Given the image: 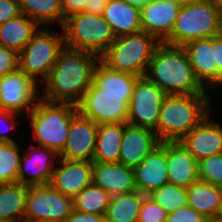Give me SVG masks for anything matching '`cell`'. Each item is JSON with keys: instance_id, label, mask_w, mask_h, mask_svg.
<instances>
[{"instance_id": "cell-1", "label": "cell", "mask_w": 222, "mask_h": 222, "mask_svg": "<svg viewBox=\"0 0 222 222\" xmlns=\"http://www.w3.org/2000/svg\"><path fill=\"white\" fill-rule=\"evenodd\" d=\"M99 61L96 54L64 46L43 82L41 99L77 105L92 84L94 68Z\"/></svg>"}, {"instance_id": "cell-2", "label": "cell", "mask_w": 222, "mask_h": 222, "mask_svg": "<svg viewBox=\"0 0 222 222\" xmlns=\"http://www.w3.org/2000/svg\"><path fill=\"white\" fill-rule=\"evenodd\" d=\"M145 77L166 95L209 94L196 78L182 46L161 43L149 62Z\"/></svg>"}, {"instance_id": "cell-3", "label": "cell", "mask_w": 222, "mask_h": 222, "mask_svg": "<svg viewBox=\"0 0 222 222\" xmlns=\"http://www.w3.org/2000/svg\"><path fill=\"white\" fill-rule=\"evenodd\" d=\"M209 97L208 94L166 95L157 125L160 142L183 139L211 112Z\"/></svg>"}, {"instance_id": "cell-4", "label": "cell", "mask_w": 222, "mask_h": 222, "mask_svg": "<svg viewBox=\"0 0 222 222\" xmlns=\"http://www.w3.org/2000/svg\"><path fill=\"white\" fill-rule=\"evenodd\" d=\"M221 33V0H187L179 10L171 35L163 43L183 47L190 41Z\"/></svg>"}, {"instance_id": "cell-5", "label": "cell", "mask_w": 222, "mask_h": 222, "mask_svg": "<svg viewBox=\"0 0 222 222\" xmlns=\"http://www.w3.org/2000/svg\"><path fill=\"white\" fill-rule=\"evenodd\" d=\"M78 112L77 105L51 103L41 99L28 113L33 140L61 154L69 134L70 121Z\"/></svg>"}, {"instance_id": "cell-6", "label": "cell", "mask_w": 222, "mask_h": 222, "mask_svg": "<svg viewBox=\"0 0 222 222\" xmlns=\"http://www.w3.org/2000/svg\"><path fill=\"white\" fill-rule=\"evenodd\" d=\"M160 44L155 36L143 31L119 36L100 57V61L111 70L144 77Z\"/></svg>"}, {"instance_id": "cell-7", "label": "cell", "mask_w": 222, "mask_h": 222, "mask_svg": "<svg viewBox=\"0 0 222 222\" xmlns=\"http://www.w3.org/2000/svg\"><path fill=\"white\" fill-rule=\"evenodd\" d=\"M62 30L65 46L96 54L99 58L116 38L103 15L86 12L66 18Z\"/></svg>"}, {"instance_id": "cell-8", "label": "cell", "mask_w": 222, "mask_h": 222, "mask_svg": "<svg viewBox=\"0 0 222 222\" xmlns=\"http://www.w3.org/2000/svg\"><path fill=\"white\" fill-rule=\"evenodd\" d=\"M50 27L39 28L32 39L18 53L19 69L35 79L44 82L55 65L64 45V33H53ZM52 31V32H51Z\"/></svg>"}, {"instance_id": "cell-9", "label": "cell", "mask_w": 222, "mask_h": 222, "mask_svg": "<svg viewBox=\"0 0 222 222\" xmlns=\"http://www.w3.org/2000/svg\"><path fill=\"white\" fill-rule=\"evenodd\" d=\"M132 94L103 93L93 82L77 104L78 112L96 124H126Z\"/></svg>"}, {"instance_id": "cell-10", "label": "cell", "mask_w": 222, "mask_h": 222, "mask_svg": "<svg viewBox=\"0 0 222 222\" xmlns=\"http://www.w3.org/2000/svg\"><path fill=\"white\" fill-rule=\"evenodd\" d=\"M73 210V198L61 194L50 184L28 186L24 221L65 222Z\"/></svg>"}, {"instance_id": "cell-11", "label": "cell", "mask_w": 222, "mask_h": 222, "mask_svg": "<svg viewBox=\"0 0 222 222\" xmlns=\"http://www.w3.org/2000/svg\"><path fill=\"white\" fill-rule=\"evenodd\" d=\"M166 94L145 76L140 77L134 86L128 105L127 123L147 128L157 135L160 107Z\"/></svg>"}, {"instance_id": "cell-12", "label": "cell", "mask_w": 222, "mask_h": 222, "mask_svg": "<svg viewBox=\"0 0 222 222\" xmlns=\"http://www.w3.org/2000/svg\"><path fill=\"white\" fill-rule=\"evenodd\" d=\"M40 87L35 79L19 68L0 77V109L17 114L25 111L28 114L41 100Z\"/></svg>"}, {"instance_id": "cell-13", "label": "cell", "mask_w": 222, "mask_h": 222, "mask_svg": "<svg viewBox=\"0 0 222 222\" xmlns=\"http://www.w3.org/2000/svg\"><path fill=\"white\" fill-rule=\"evenodd\" d=\"M58 160L54 150L31 144L21 156L17 182L26 186L49 184Z\"/></svg>"}, {"instance_id": "cell-14", "label": "cell", "mask_w": 222, "mask_h": 222, "mask_svg": "<svg viewBox=\"0 0 222 222\" xmlns=\"http://www.w3.org/2000/svg\"><path fill=\"white\" fill-rule=\"evenodd\" d=\"M98 124L77 112L70 121L69 134L59 158L93 162Z\"/></svg>"}, {"instance_id": "cell-15", "label": "cell", "mask_w": 222, "mask_h": 222, "mask_svg": "<svg viewBox=\"0 0 222 222\" xmlns=\"http://www.w3.org/2000/svg\"><path fill=\"white\" fill-rule=\"evenodd\" d=\"M133 171L136 189L141 194L149 195L167 184V141L160 142Z\"/></svg>"}, {"instance_id": "cell-16", "label": "cell", "mask_w": 222, "mask_h": 222, "mask_svg": "<svg viewBox=\"0 0 222 222\" xmlns=\"http://www.w3.org/2000/svg\"><path fill=\"white\" fill-rule=\"evenodd\" d=\"M183 3L151 0L140 8L141 30L163 43L170 35Z\"/></svg>"}, {"instance_id": "cell-17", "label": "cell", "mask_w": 222, "mask_h": 222, "mask_svg": "<svg viewBox=\"0 0 222 222\" xmlns=\"http://www.w3.org/2000/svg\"><path fill=\"white\" fill-rule=\"evenodd\" d=\"M211 112L180 141L197 160L222 153V126Z\"/></svg>"}, {"instance_id": "cell-18", "label": "cell", "mask_w": 222, "mask_h": 222, "mask_svg": "<svg viewBox=\"0 0 222 222\" xmlns=\"http://www.w3.org/2000/svg\"><path fill=\"white\" fill-rule=\"evenodd\" d=\"M199 82L208 90L218 88L215 36L188 42L183 46ZM212 87V88H211Z\"/></svg>"}, {"instance_id": "cell-19", "label": "cell", "mask_w": 222, "mask_h": 222, "mask_svg": "<svg viewBox=\"0 0 222 222\" xmlns=\"http://www.w3.org/2000/svg\"><path fill=\"white\" fill-rule=\"evenodd\" d=\"M92 174L93 162L59 158L49 184L61 194L74 198L92 183Z\"/></svg>"}, {"instance_id": "cell-20", "label": "cell", "mask_w": 222, "mask_h": 222, "mask_svg": "<svg viewBox=\"0 0 222 222\" xmlns=\"http://www.w3.org/2000/svg\"><path fill=\"white\" fill-rule=\"evenodd\" d=\"M160 140L150 129L124 124L119 163L134 168L158 145Z\"/></svg>"}, {"instance_id": "cell-21", "label": "cell", "mask_w": 222, "mask_h": 222, "mask_svg": "<svg viewBox=\"0 0 222 222\" xmlns=\"http://www.w3.org/2000/svg\"><path fill=\"white\" fill-rule=\"evenodd\" d=\"M168 183L188 188L198 180V161L181 141H167Z\"/></svg>"}, {"instance_id": "cell-22", "label": "cell", "mask_w": 222, "mask_h": 222, "mask_svg": "<svg viewBox=\"0 0 222 222\" xmlns=\"http://www.w3.org/2000/svg\"><path fill=\"white\" fill-rule=\"evenodd\" d=\"M92 182L110 196L137 190L133 168L121 163H93Z\"/></svg>"}, {"instance_id": "cell-23", "label": "cell", "mask_w": 222, "mask_h": 222, "mask_svg": "<svg viewBox=\"0 0 222 222\" xmlns=\"http://www.w3.org/2000/svg\"><path fill=\"white\" fill-rule=\"evenodd\" d=\"M115 37L138 33L141 30L140 8L125 0H109L103 12Z\"/></svg>"}, {"instance_id": "cell-24", "label": "cell", "mask_w": 222, "mask_h": 222, "mask_svg": "<svg viewBox=\"0 0 222 222\" xmlns=\"http://www.w3.org/2000/svg\"><path fill=\"white\" fill-rule=\"evenodd\" d=\"M124 124H98L93 163H119Z\"/></svg>"}, {"instance_id": "cell-25", "label": "cell", "mask_w": 222, "mask_h": 222, "mask_svg": "<svg viewBox=\"0 0 222 222\" xmlns=\"http://www.w3.org/2000/svg\"><path fill=\"white\" fill-rule=\"evenodd\" d=\"M40 26L24 14L0 24V45L19 53Z\"/></svg>"}, {"instance_id": "cell-26", "label": "cell", "mask_w": 222, "mask_h": 222, "mask_svg": "<svg viewBox=\"0 0 222 222\" xmlns=\"http://www.w3.org/2000/svg\"><path fill=\"white\" fill-rule=\"evenodd\" d=\"M222 194L218 186L197 180L187 188L188 205L206 218L217 215Z\"/></svg>"}, {"instance_id": "cell-27", "label": "cell", "mask_w": 222, "mask_h": 222, "mask_svg": "<svg viewBox=\"0 0 222 222\" xmlns=\"http://www.w3.org/2000/svg\"><path fill=\"white\" fill-rule=\"evenodd\" d=\"M28 186L21 183L0 185V219L23 222Z\"/></svg>"}, {"instance_id": "cell-28", "label": "cell", "mask_w": 222, "mask_h": 222, "mask_svg": "<svg viewBox=\"0 0 222 222\" xmlns=\"http://www.w3.org/2000/svg\"><path fill=\"white\" fill-rule=\"evenodd\" d=\"M139 78L132 74L111 70L99 61L94 68L92 82L102 89L103 93L132 94Z\"/></svg>"}, {"instance_id": "cell-29", "label": "cell", "mask_w": 222, "mask_h": 222, "mask_svg": "<svg viewBox=\"0 0 222 222\" xmlns=\"http://www.w3.org/2000/svg\"><path fill=\"white\" fill-rule=\"evenodd\" d=\"M21 14L33 19L39 26L52 25L57 22L62 28L64 24L61 0H19Z\"/></svg>"}, {"instance_id": "cell-30", "label": "cell", "mask_w": 222, "mask_h": 222, "mask_svg": "<svg viewBox=\"0 0 222 222\" xmlns=\"http://www.w3.org/2000/svg\"><path fill=\"white\" fill-rule=\"evenodd\" d=\"M144 194L138 190L111 196L105 213V222H137Z\"/></svg>"}, {"instance_id": "cell-31", "label": "cell", "mask_w": 222, "mask_h": 222, "mask_svg": "<svg viewBox=\"0 0 222 222\" xmlns=\"http://www.w3.org/2000/svg\"><path fill=\"white\" fill-rule=\"evenodd\" d=\"M110 197L105 190L92 182L73 198L74 210L105 216Z\"/></svg>"}, {"instance_id": "cell-32", "label": "cell", "mask_w": 222, "mask_h": 222, "mask_svg": "<svg viewBox=\"0 0 222 222\" xmlns=\"http://www.w3.org/2000/svg\"><path fill=\"white\" fill-rule=\"evenodd\" d=\"M21 150L16 142L0 141V185L17 183Z\"/></svg>"}, {"instance_id": "cell-33", "label": "cell", "mask_w": 222, "mask_h": 222, "mask_svg": "<svg viewBox=\"0 0 222 222\" xmlns=\"http://www.w3.org/2000/svg\"><path fill=\"white\" fill-rule=\"evenodd\" d=\"M148 196L168 214L188 205L187 188L170 183L152 191Z\"/></svg>"}, {"instance_id": "cell-34", "label": "cell", "mask_w": 222, "mask_h": 222, "mask_svg": "<svg viewBox=\"0 0 222 222\" xmlns=\"http://www.w3.org/2000/svg\"><path fill=\"white\" fill-rule=\"evenodd\" d=\"M198 180L215 186L222 183V153L198 161Z\"/></svg>"}, {"instance_id": "cell-35", "label": "cell", "mask_w": 222, "mask_h": 222, "mask_svg": "<svg viewBox=\"0 0 222 222\" xmlns=\"http://www.w3.org/2000/svg\"><path fill=\"white\" fill-rule=\"evenodd\" d=\"M168 213L148 195L142 199L137 222H166Z\"/></svg>"}, {"instance_id": "cell-36", "label": "cell", "mask_w": 222, "mask_h": 222, "mask_svg": "<svg viewBox=\"0 0 222 222\" xmlns=\"http://www.w3.org/2000/svg\"><path fill=\"white\" fill-rule=\"evenodd\" d=\"M19 68L18 53L0 45V77Z\"/></svg>"}, {"instance_id": "cell-37", "label": "cell", "mask_w": 222, "mask_h": 222, "mask_svg": "<svg viewBox=\"0 0 222 222\" xmlns=\"http://www.w3.org/2000/svg\"><path fill=\"white\" fill-rule=\"evenodd\" d=\"M206 217L199 214L189 205L179 208L167 215L166 222H205Z\"/></svg>"}, {"instance_id": "cell-38", "label": "cell", "mask_w": 222, "mask_h": 222, "mask_svg": "<svg viewBox=\"0 0 222 222\" xmlns=\"http://www.w3.org/2000/svg\"><path fill=\"white\" fill-rule=\"evenodd\" d=\"M19 115L20 114H17L8 110L0 109V141L1 142H16L14 138H11V136L7 133V131L9 132V130H12L16 127L15 125H17L16 123L18 122L16 120V116L19 117Z\"/></svg>"}, {"instance_id": "cell-39", "label": "cell", "mask_w": 222, "mask_h": 222, "mask_svg": "<svg viewBox=\"0 0 222 222\" xmlns=\"http://www.w3.org/2000/svg\"><path fill=\"white\" fill-rule=\"evenodd\" d=\"M21 15L19 0H0V24Z\"/></svg>"}, {"instance_id": "cell-40", "label": "cell", "mask_w": 222, "mask_h": 222, "mask_svg": "<svg viewBox=\"0 0 222 222\" xmlns=\"http://www.w3.org/2000/svg\"><path fill=\"white\" fill-rule=\"evenodd\" d=\"M88 1L89 0H61L64 22L69 16L84 12Z\"/></svg>"}, {"instance_id": "cell-41", "label": "cell", "mask_w": 222, "mask_h": 222, "mask_svg": "<svg viewBox=\"0 0 222 222\" xmlns=\"http://www.w3.org/2000/svg\"><path fill=\"white\" fill-rule=\"evenodd\" d=\"M65 222H105V216L99 214L82 213L73 210Z\"/></svg>"}, {"instance_id": "cell-42", "label": "cell", "mask_w": 222, "mask_h": 222, "mask_svg": "<svg viewBox=\"0 0 222 222\" xmlns=\"http://www.w3.org/2000/svg\"><path fill=\"white\" fill-rule=\"evenodd\" d=\"M215 61L218 70V87L222 88V33L215 36Z\"/></svg>"}, {"instance_id": "cell-43", "label": "cell", "mask_w": 222, "mask_h": 222, "mask_svg": "<svg viewBox=\"0 0 222 222\" xmlns=\"http://www.w3.org/2000/svg\"><path fill=\"white\" fill-rule=\"evenodd\" d=\"M108 1L109 0H89L84 12L102 15Z\"/></svg>"}, {"instance_id": "cell-44", "label": "cell", "mask_w": 222, "mask_h": 222, "mask_svg": "<svg viewBox=\"0 0 222 222\" xmlns=\"http://www.w3.org/2000/svg\"><path fill=\"white\" fill-rule=\"evenodd\" d=\"M129 4L136 6L138 8H142L144 5L148 4L151 0H125Z\"/></svg>"}, {"instance_id": "cell-45", "label": "cell", "mask_w": 222, "mask_h": 222, "mask_svg": "<svg viewBox=\"0 0 222 222\" xmlns=\"http://www.w3.org/2000/svg\"><path fill=\"white\" fill-rule=\"evenodd\" d=\"M205 222H222V219L217 216H214V217L206 218Z\"/></svg>"}, {"instance_id": "cell-46", "label": "cell", "mask_w": 222, "mask_h": 222, "mask_svg": "<svg viewBox=\"0 0 222 222\" xmlns=\"http://www.w3.org/2000/svg\"><path fill=\"white\" fill-rule=\"evenodd\" d=\"M216 216L222 219V198H221V202H220L219 211Z\"/></svg>"}, {"instance_id": "cell-47", "label": "cell", "mask_w": 222, "mask_h": 222, "mask_svg": "<svg viewBox=\"0 0 222 222\" xmlns=\"http://www.w3.org/2000/svg\"><path fill=\"white\" fill-rule=\"evenodd\" d=\"M165 1H172L175 3H183L185 0H165Z\"/></svg>"}, {"instance_id": "cell-48", "label": "cell", "mask_w": 222, "mask_h": 222, "mask_svg": "<svg viewBox=\"0 0 222 222\" xmlns=\"http://www.w3.org/2000/svg\"><path fill=\"white\" fill-rule=\"evenodd\" d=\"M218 188H219V191H220L221 194H222V183L218 186Z\"/></svg>"}, {"instance_id": "cell-49", "label": "cell", "mask_w": 222, "mask_h": 222, "mask_svg": "<svg viewBox=\"0 0 222 222\" xmlns=\"http://www.w3.org/2000/svg\"><path fill=\"white\" fill-rule=\"evenodd\" d=\"M0 222H11L9 220L0 219Z\"/></svg>"}]
</instances>
